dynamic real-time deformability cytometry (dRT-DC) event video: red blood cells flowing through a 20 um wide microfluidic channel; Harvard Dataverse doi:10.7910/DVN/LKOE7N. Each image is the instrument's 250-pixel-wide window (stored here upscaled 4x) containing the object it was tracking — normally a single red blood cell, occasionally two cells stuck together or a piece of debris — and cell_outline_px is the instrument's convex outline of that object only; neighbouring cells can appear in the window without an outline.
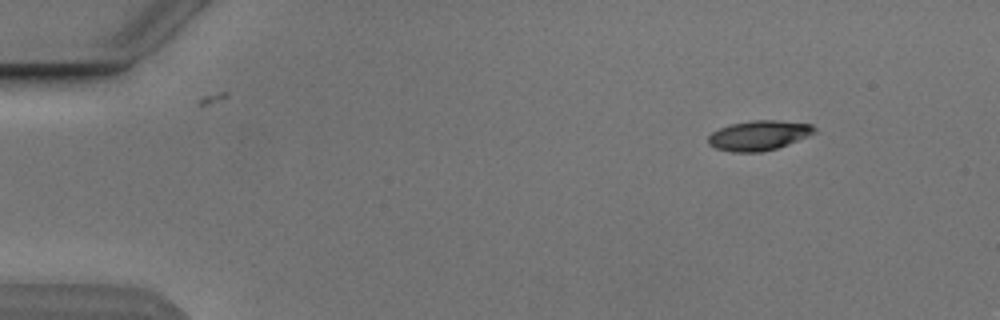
{"species": "Egyptian fruit bat (a non-hibernating species)", "species_latin": "Rousettus aegyptiacus", "temperature_condition": "cold", "stored_images_in_passage": 5, "camera_frame_rate_fps": 3000, "um_per_image_px": 0.085, "animal": {"sex": "male"}, "frame": {"image": 1, "passage_image": 5, "time_ms": 5.667, "image_size_px": [1000, 320], "cell_outline_px": [[816, 132], [808, 136], [788, 144], [776, 148], [760, 152], [732, 152], [716, 148], [708, 144], [708, 136], [712, 132], [728, 124], [752, 120], [776, 120], [812, 124], [816, 128]], "centroid_in_image_um": [64.49, 11.5], "position_along_channel_um": 20.5, "area_um2": 18.5}}